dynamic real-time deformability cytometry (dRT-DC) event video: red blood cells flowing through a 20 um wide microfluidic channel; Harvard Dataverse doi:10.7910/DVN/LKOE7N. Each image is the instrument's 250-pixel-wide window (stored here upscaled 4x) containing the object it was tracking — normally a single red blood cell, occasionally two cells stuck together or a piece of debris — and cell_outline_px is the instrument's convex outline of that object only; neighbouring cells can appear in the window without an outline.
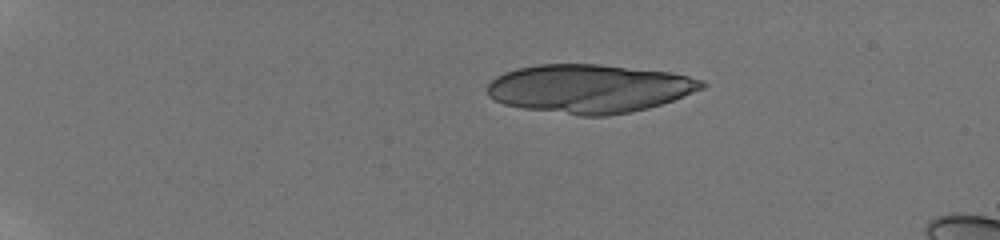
{"species": "human", "species_latin": "Homo sapiens", "temperature_condition": "room temperature", "stored_images_in_passage": 13, "camera_frame_rate_fps": 3000, "um_per_image_px": 0.085, "donor": {"sex": "male"}, "frame": {"image": 1, "passage_image": 1, "time_ms": 0.0, "image_size_px": [1000, 240], "cell_outline_px": [[708, 84], [704, 88], [672, 100], [648, 108], [608, 116], [580, 116], [520, 108], [504, 104], [488, 96], [488, 84], [496, 76], [504, 72], [516, 68], [540, 64], [596, 64], [672, 72], [704, 80]], "centroid_in_image_um": [50.09, 7.53], "position_along_channel_um": 34.9, "area_um2": 60.86}}